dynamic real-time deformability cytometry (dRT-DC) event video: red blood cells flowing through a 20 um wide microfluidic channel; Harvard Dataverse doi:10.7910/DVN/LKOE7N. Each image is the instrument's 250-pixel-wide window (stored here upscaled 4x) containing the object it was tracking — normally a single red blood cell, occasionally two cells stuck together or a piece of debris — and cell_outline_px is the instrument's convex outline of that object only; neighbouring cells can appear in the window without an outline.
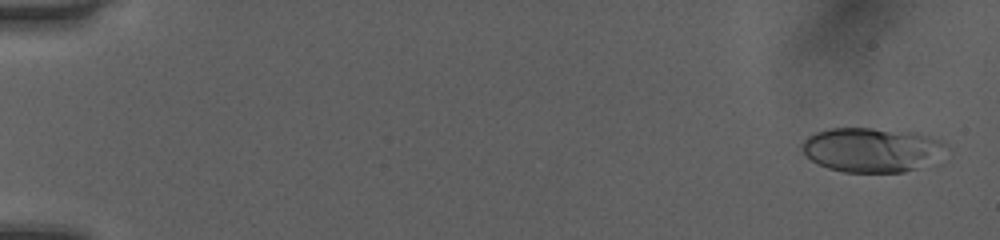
{"species": "human", "species_latin": "Homo sapiens", "temperature_condition": "room temperature", "stored_images_in_passage": 50, "camera_frame_rate_fps": 3000, "um_per_image_px": 0.085, "donor": {"sex": "female"}, "frame": {"image": 1, "passage_image": 1, "time_ms": 0.0, "image_size_px": [1000, 240], "cell_outline_px": [[944, 144], [916, 168], [904, 172], [844, 172], [828, 168], [812, 160], [804, 152], [800, 144], [808, 136], [816, 132], [828, 128], [872, 128], [920, 132], [940, 140]], "centroid_in_image_um": [73.93, 12.7], "position_along_channel_um": 11.1, "area_um2": 36.13}}
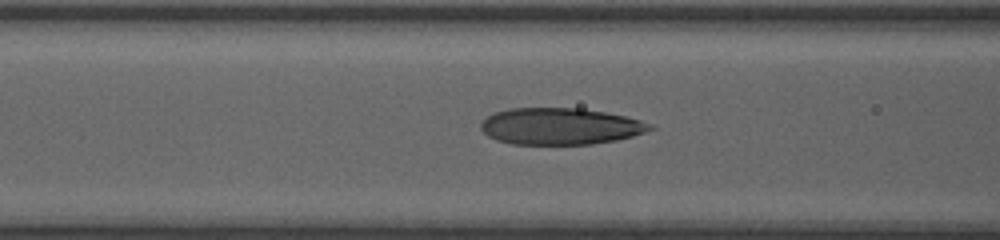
{"frame": {"image": 2, "passage_image": 21, "time_ms": 6.667, "image_size_px": [1000, 240], "cell_outline_px": [[656, 128], [632, 136], [616, 140], [592, 144], [512, 144], [496, 140], [488, 136], [480, 128], [480, 124], [492, 112], [508, 108], [580, 108], [604, 112], [624, 116], [640, 120]], "centroid_in_image_um": [47.57, 10.73], "position_along_channel_um": 119.0, "area_um2": 36.07}}
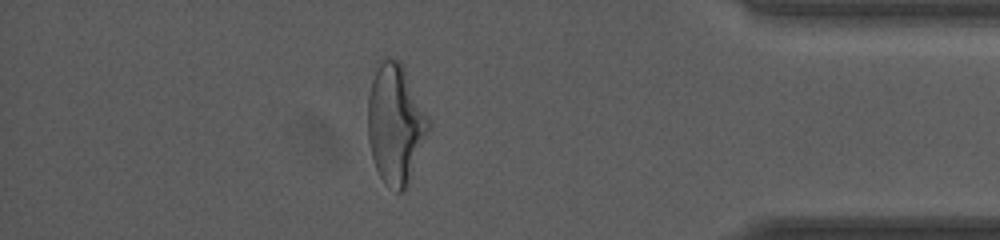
{"frame": {"image": 3, "passage_image": 44, "time_ms": 14.333, "image_size_px": [1000, 240], "cell_outline_px": [[432, 128], [408, 184], [404, 192], [396, 192], [384, 184], [376, 168], [372, 156], [368, 140], [368, 96], [372, 80], [380, 56], [400, 60], [432, 120]], "centroid_in_image_um": [33.65, 10.53], "position_along_channel_um": 401.5, "area_um2": 43.35}, "authors_computed_cell_mechanics": {"area_um2": 36.3851, "velocity_mm_per_s": 4.0711, "shape_relaxation_time_tau1_ms": 4.2704, "shape_relaxation_time_tau2_ms": 1.0179, "deformation_change_tau1": 0.1817, "deformation_change_tau2": 0.0858}}